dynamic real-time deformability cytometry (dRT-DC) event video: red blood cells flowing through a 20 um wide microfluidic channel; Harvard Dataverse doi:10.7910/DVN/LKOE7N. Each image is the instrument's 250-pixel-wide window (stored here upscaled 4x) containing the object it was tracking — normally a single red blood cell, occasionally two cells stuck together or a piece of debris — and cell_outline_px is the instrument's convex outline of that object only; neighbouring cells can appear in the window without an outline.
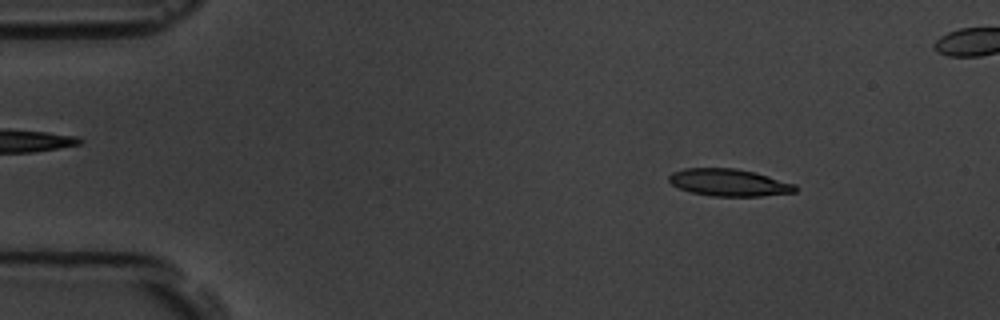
{"species": "common noctule bat (a hibernating species)", "species_latin": "Nyctalus noctula", "temperature_condition": "room temperature", "stored_images_in_passage": 56, "segment_of_instrument_passage": [1, 2], "camera_frame_rate_fps": 3000, "um_per_image_px": 0.085, "animal": {"sex": "male", "body_mass_g": 19.5, "forearm_length_mm": 54.6}, "frame": {"image": 1, "passage_image": 7, "time_ms": 2.0, "image_size_px": [1000, 320], "cell_outline_px": [[800, 188], [796, 192], [760, 196], [712, 196], [692, 192], [680, 188], [672, 184], [668, 180], [668, 176], [672, 172], [684, 168], [736, 168], [756, 172], [796, 184]], "centroid_in_image_um": [62.0, 15.51], "position_along_channel_um": 23.0, "area_um2": 20.17}}
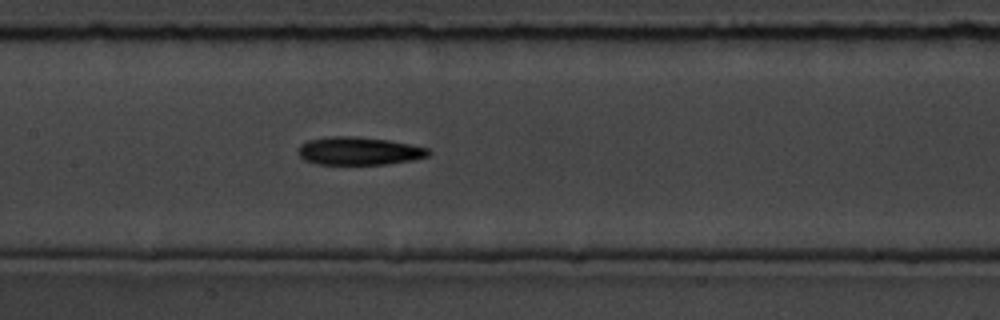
{"frame": {"image": 2, "passage_image": 26, "time_ms": 8.333, "image_size_px": [1000, 320], "cell_outline_px": [[432, 152], [428, 156], [412, 160], [384, 164], [316, 164], [304, 160], [296, 152], [300, 144], [308, 140], [328, 136], [352, 136], [388, 140], [428, 148]], "centroid_in_image_um": [30.47, 12.83], "position_along_channel_um": 176.9, "area_um2": 21.27}}
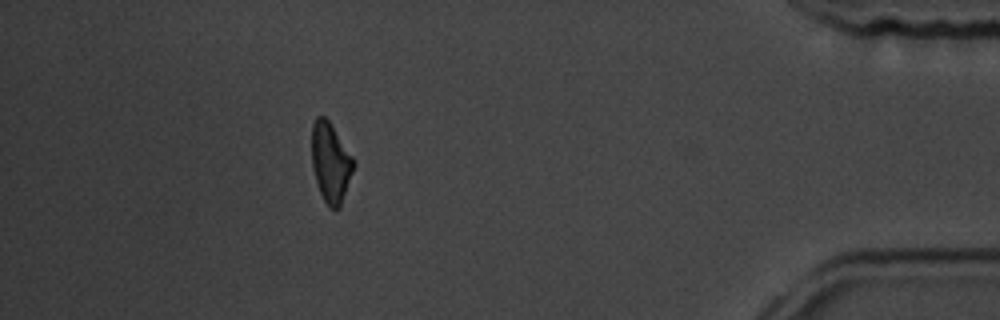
{"frame": {"image": 3, "passage_image": 49, "time_ms": 16.0, "image_size_px": [1000, 320], "cell_outline_px": [[356, 164], [340, 208], [328, 208], [320, 192], [316, 180], [312, 164], [312, 124], [316, 116], [324, 116], [328, 120], [352, 156]], "centroid_in_image_um": [28.11, 13.83], "position_along_channel_um": 407.1, "area_um2": 19.31}}